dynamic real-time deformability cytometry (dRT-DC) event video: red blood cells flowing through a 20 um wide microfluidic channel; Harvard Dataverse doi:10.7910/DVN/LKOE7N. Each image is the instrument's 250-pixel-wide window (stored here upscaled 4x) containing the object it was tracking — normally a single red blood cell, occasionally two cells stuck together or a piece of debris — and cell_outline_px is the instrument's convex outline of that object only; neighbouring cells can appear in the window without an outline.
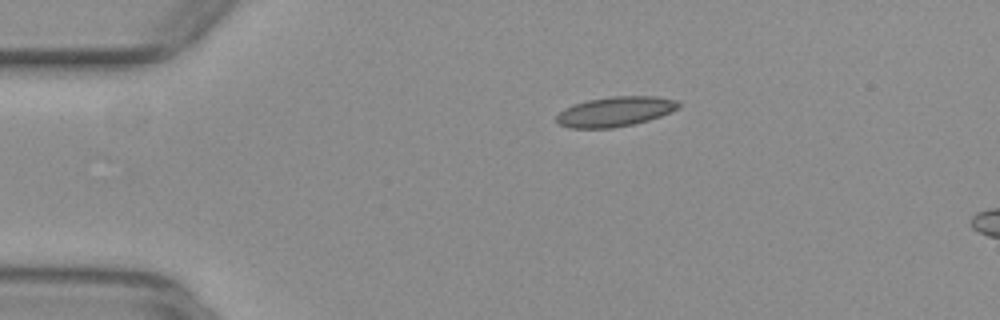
{"species": "common noctule bat (a hibernating species)", "species_latin": "Nyctalus noctula", "temperature_condition": "warm", "stored_images_in_passage": 6, "camera_frame_rate_fps": 3000, "um_per_image_px": 0.085, "animal": {"sex": "female", "body_mass_g": 29.2, "forearm_length_mm": 56.3}, "frame": {"image": 1, "passage_image": 1, "time_ms": 0.0, "image_size_px": [1000, 320], "cell_outline_px": [[680, 108], [660, 116], [648, 120], [632, 124], [612, 128], [572, 128], [560, 124], [556, 120], [556, 116], [564, 108], [588, 100], [612, 96], [656, 96], [676, 100], [680, 104]], "centroid_in_image_um": [52.31, 9.48], "position_along_channel_um": 32.7, "area_um2": 21.04}}